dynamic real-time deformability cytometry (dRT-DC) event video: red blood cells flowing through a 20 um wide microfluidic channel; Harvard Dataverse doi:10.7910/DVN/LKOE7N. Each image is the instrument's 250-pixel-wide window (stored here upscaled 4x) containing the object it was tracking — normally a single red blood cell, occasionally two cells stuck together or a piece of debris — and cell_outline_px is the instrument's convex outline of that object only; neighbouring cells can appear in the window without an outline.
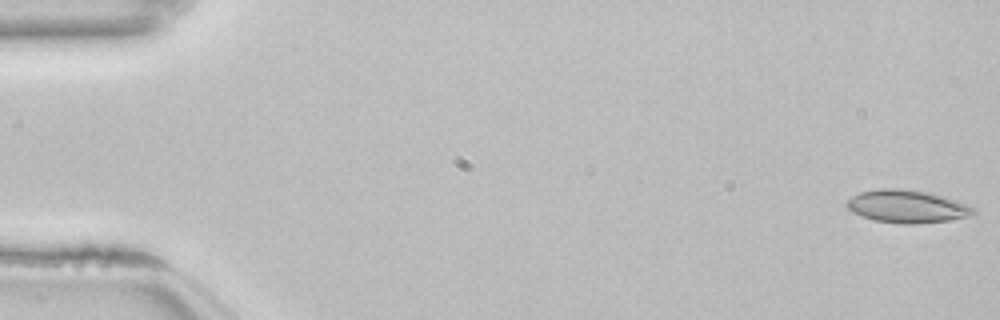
{"species": "common noctule bat (a hibernating species)", "species_latin": "Nyctalus noctula", "temperature_condition": "room temperature", "stored_images_in_passage": 53, "camera_frame_rate_fps": 3000, "um_per_image_px": 0.085, "animal": {"sex": "female", "body_mass_g": 22.7, "forearm_length_mm": 54.2}, "frame": {"image": 1, "passage_image": 1, "time_ms": 0.0, "image_size_px": [1000, 320], "cell_outline_px": [[976, 212], [968, 216], [948, 220], [920, 224], [900, 224], [876, 220], [852, 212], [844, 204], [852, 196], [860, 192], [880, 188], [900, 188], [928, 192], [944, 196], [968, 204], [976, 208]], "centroid_in_image_um": [77.11, 17.54], "position_along_channel_um": 7.9, "area_um2": 24.28}}
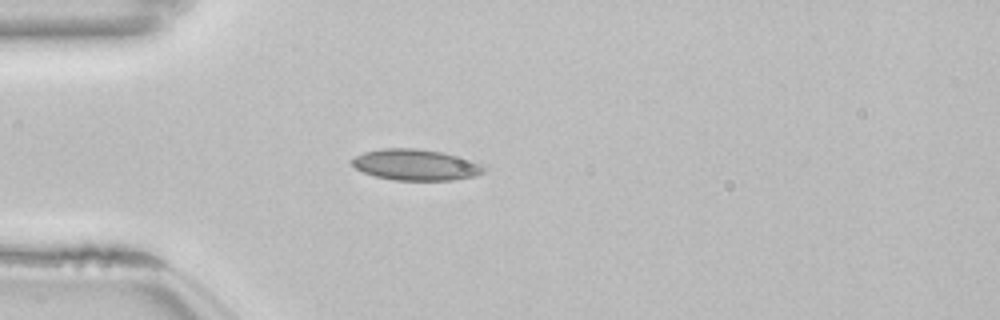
{"frame": {"image": 2, "passage_image": 15, "time_ms": 4.667, "image_size_px": [1000, 320], "cell_outline_px": [[484, 172], [476, 176], [452, 180], [392, 180], [376, 176], [364, 172], [356, 168], [352, 164], [352, 160], [356, 156], [364, 152], [384, 148], [416, 148], [440, 152], [472, 160], [480, 164], [484, 168]], "centroid_in_image_um": [35.34, 14.01], "position_along_channel_um": 49.7, "area_um2": 23.64}}
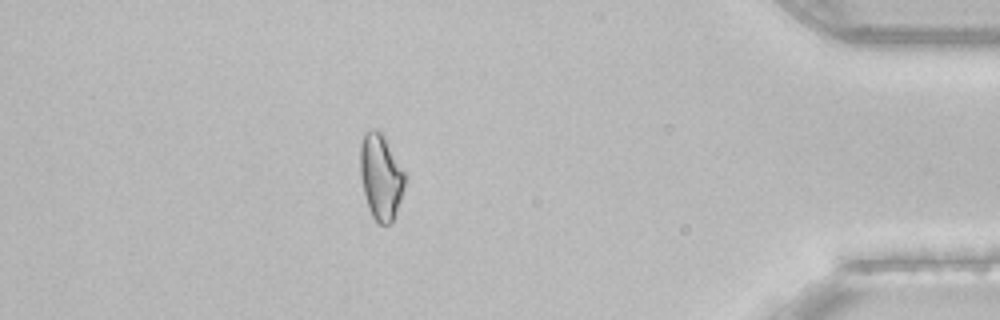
{"frame": {"image": 3, "passage_image": 47, "time_ms": 15.333, "image_size_px": [1000, 320], "cell_outline_px": [[408, 176], [396, 216], [388, 224], [380, 224], [372, 216], [368, 208], [364, 196], [360, 176], [360, 144], [364, 132], [372, 128], [376, 128], [384, 132], [408, 172]], "centroid_in_image_um": [32.42, 14.94], "position_along_channel_um": 402.8, "area_um2": 23.64}, "authors_computed_cell_mechanics": {"area_um2": 22.5998, "velocity_mm_per_s": 3.8509, "shape_relaxation_time_tau1_ms": null, "shape_relaxation_time_tau2_ms": 1.9547, "deformation_change_tau1": null, "deformation_change_tau2": 0.0846}}